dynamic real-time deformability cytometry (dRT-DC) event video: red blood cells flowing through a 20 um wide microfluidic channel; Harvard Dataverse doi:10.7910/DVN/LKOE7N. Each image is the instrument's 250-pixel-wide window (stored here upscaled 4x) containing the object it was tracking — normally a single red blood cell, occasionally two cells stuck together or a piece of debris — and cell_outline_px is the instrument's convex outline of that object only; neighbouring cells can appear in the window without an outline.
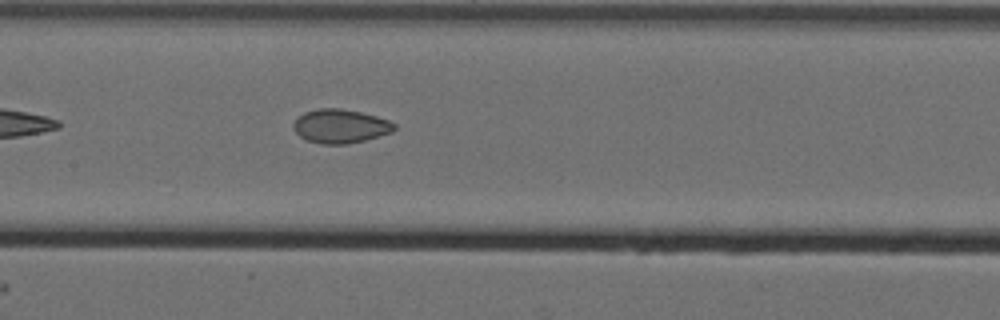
{"species": "Egyptian fruit bat (a non-hibernating species)", "species_latin": "Rousettus aegyptiacus", "temperature_condition": "cold", "stored_images_in_passage": 30, "camera_frame_rate_fps": 3000, "um_per_image_px": 0.085, "animal": {"sex": "female"}, "frame": {"image": 1, "passage_image": 7, "time_ms": 2.0, "image_size_px": [1000, 320], "cell_outline_px": [[396, 128], [392, 132], [364, 140], [348, 144], [320, 144], [308, 140], [300, 136], [296, 132], [292, 124], [304, 112], [320, 108], [340, 108], [360, 112], [376, 116], [388, 120], [396, 124]], "centroid_in_image_um": [28.94, 10.72], "position_along_channel_um": 178.5, "area_um2": 19.77}}
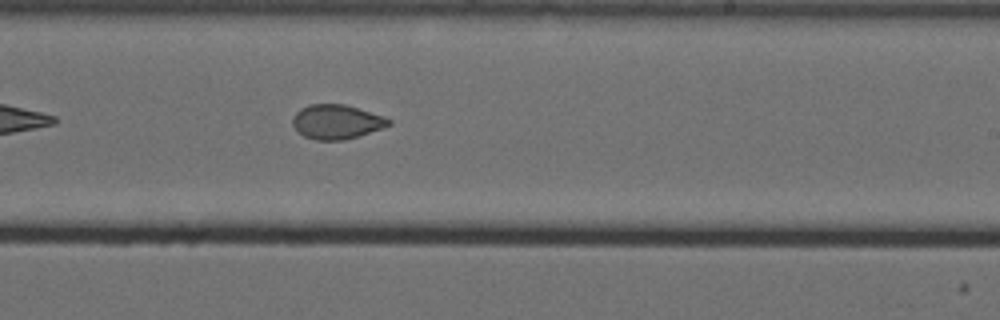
{"frame": {"image": 2, "passage_image": 14, "time_ms": 4.333, "image_size_px": [1000, 320], "cell_outline_px": [[392, 124], [384, 128], [344, 140], [316, 140], [304, 136], [292, 124], [292, 116], [300, 108], [308, 104], [344, 104], [384, 116], [392, 120]], "centroid_in_image_um": [28.62, 10.35], "position_along_channel_um": 260.4, "area_um2": 19.31}}